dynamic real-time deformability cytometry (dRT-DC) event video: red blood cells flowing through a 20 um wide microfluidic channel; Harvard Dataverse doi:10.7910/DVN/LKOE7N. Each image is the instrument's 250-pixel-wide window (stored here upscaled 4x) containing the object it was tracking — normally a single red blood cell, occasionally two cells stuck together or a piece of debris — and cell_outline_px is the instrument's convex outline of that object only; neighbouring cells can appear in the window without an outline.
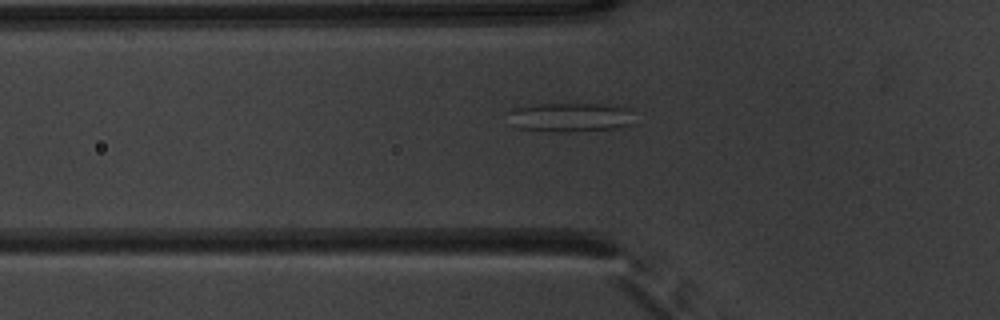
{"species": "common noctule bat (a hibernating species)", "species_latin": "Nyctalus noctula", "temperature_condition": "warm", "stored_images_in_passage": 53, "segment_of_instrument_passage": [1, 2], "camera_frame_rate_fps": 3000, "um_per_image_px": 0.085, "animal": {"sex": "male", "body_mass_g": 20.1, "forearm_length_mm": 53.5}, "frame": {"image": 1, "passage_image": 19, "time_ms": 6.0, "image_size_px": [1000, 320], "cell_outline_px": [[636, 124], [616, 128], [568, 132], [560, 132], [516, 128], [508, 124], [504, 112], [512, 108], [536, 104], [600, 104], [628, 108], [632, 112]], "centroid_in_image_um": [48.39, 9.97], "position_along_channel_um": 77.4, "area_um2": 22.08}}
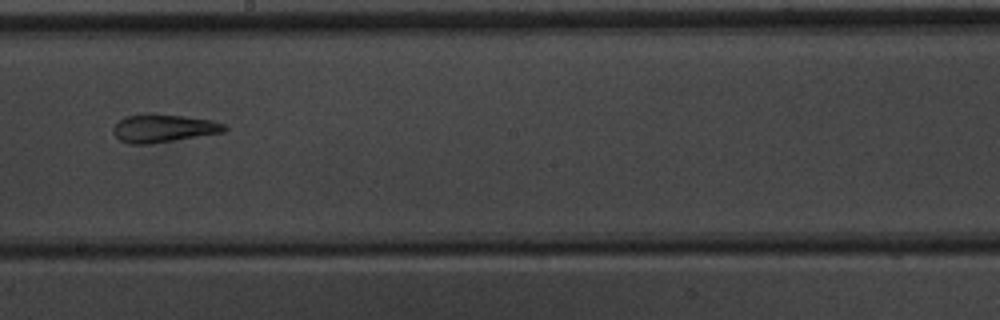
{"frame": {"image": 2, "passage_image": 31, "time_ms": 10.0, "image_size_px": [1000, 320], "cell_outline_px": [[228, 128], [224, 132], [148, 144], [128, 144], [120, 140], [112, 132], [112, 128], [124, 116], [148, 112], [152, 112], [184, 116], [212, 120], [224, 124]], "centroid_in_image_um": [13.85, 10.88], "position_along_channel_um": 234.3, "area_um2": 18.38}}
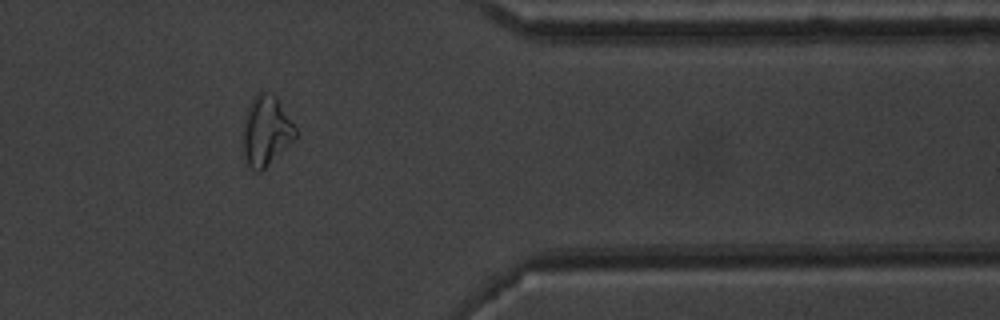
{"frame": {"image": 3, "passage_image": 44, "time_ms": 14.333, "image_size_px": [1000, 320], "cell_outline_px": [[296, 136], [260, 172], [256, 172], [248, 164], [244, 152], [244, 124], [248, 108], [252, 96], [260, 92], [272, 92], [276, 96], [296, 128]], "centroid_in_image_um": [22.62, 11.07], "position_along_channel_um": 388.8, "area_um2": 20.69}}